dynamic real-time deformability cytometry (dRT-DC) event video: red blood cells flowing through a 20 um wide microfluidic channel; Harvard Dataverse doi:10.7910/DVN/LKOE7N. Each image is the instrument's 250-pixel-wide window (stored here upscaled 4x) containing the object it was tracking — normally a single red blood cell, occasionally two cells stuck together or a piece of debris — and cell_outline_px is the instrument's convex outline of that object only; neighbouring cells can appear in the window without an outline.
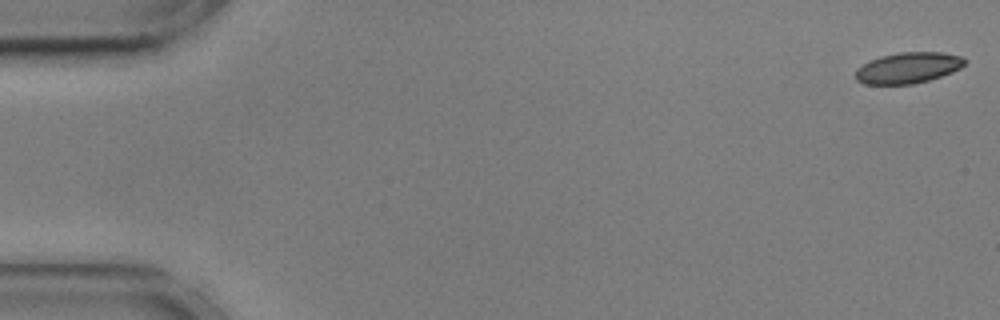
{"species": "common noctule bat (a hibernating species)", "species_latin": "Nyctalus noctula", "temperature_condition": "cold", "stored_images_in_passage": 56, "camera_frame_rate_fps": 3000, "um_per_image_px": 0.085, "animal": {"sex": "male", "body_mass_g": 17.9, "forearm_length_mm": 54.2}, "frame": {"image": 1, "passage_image": 1, "time_ms": 0.0, "image_size_px": [1000, 320], "cell_outline_px": [[968, 60], [960, 68], [952, 72], [928, 80], [912, 84], [864, 84], [856, 80], [856, 68], [868, 60], [880, 56], [900, 52], [940, 52], [960, 56]], "centroid_in_image_um": [77.16, 5.76], "position_along_channel_um": 7.8, "area_um2": 19.71}}
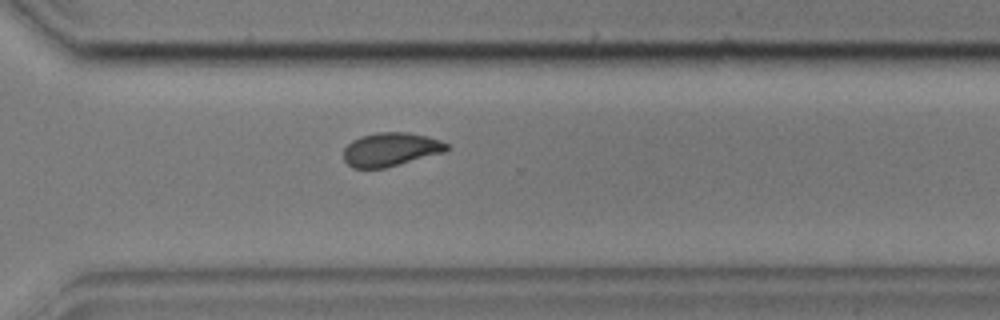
{"frame": {"image": 2, "passage_image": 40, "time_ms": 13.0, "image_size_px": [1000, 320], "cell_outline_px": [[448, 148], [444, 152], [384, 168], [352, 168], [344, 160], [344, 148], [352, 140], [360, 136], [380, 132], [408, 132], [428, 136], [440, 140], [448, 144]], "centroid_in_image_um": [33.19, 12.69], "position_along_channel_um": 337.4, "area_um2": 20.11}}
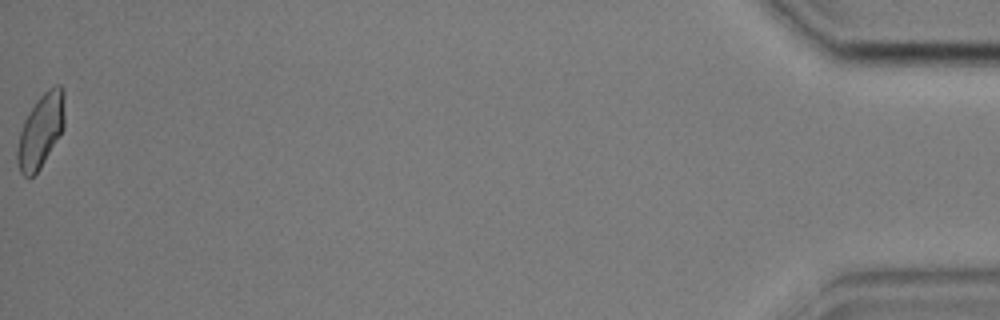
{"frame": {"image": 3, "passage_image": 56, "time_ms": 18.333, "image_size_px": [1000, 320], "cell_outline_px": [[64, 128], [40, 168], [28, 180], [20, 172], [16, 160], [16, 148], [20, 132], [24, 120], [36, 100], [48, 88], [56, 84], [60, 84], [64, 92]], "centroid_in_image_um": [3.45, 11.11], "position_along_channel_um": 431.7, "area_um2": 20.4}, "authors_computed_cell_mechanics": {"area_um2": 20.5768, "velocity_mm_per_s": 3.5825, "shape_relaxation_time_tau1_ms": 6.2738, "shape_relaxation_time_tau2_ms": 2.0137, "deformation_change_tau1": 0.13, "deformation_change_tau2": 0.0688}}